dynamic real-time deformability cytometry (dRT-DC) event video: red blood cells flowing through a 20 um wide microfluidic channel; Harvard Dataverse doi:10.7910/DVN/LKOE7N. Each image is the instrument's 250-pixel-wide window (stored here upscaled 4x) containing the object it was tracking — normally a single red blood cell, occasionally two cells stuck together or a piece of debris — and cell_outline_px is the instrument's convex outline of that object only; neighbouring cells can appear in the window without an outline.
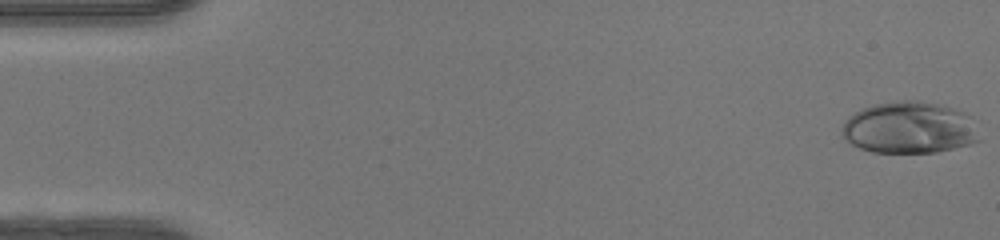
{"species": "human", "species_latin": "Homo sapiens", "temperature_condition": "warm", "stored_images_in_passage": 49, "camera_frame_rate_fps": 3000, "um_per_image_px": 0.085, "donor": {"sex": "female"}, "frame": {"image": 1, "passage_image": 1, "time_ms": 0.0, "image_size_px": [1000, 240], "cell_outline_px": [[980, 140], [972, 144], [936, 152], [872, 152], [860, 148], [852, 144], [840, 136], [840, 128], [844, 120], [848, 116], [864, 108], [876, 104], [904, 100], [916, 100], [936, 104], [952, 108], [964, 112], [980, 120]], "centroid_in_image_um": [77.36, 10.86], "position_along_channel_um": 7.6, "area_um2": 42.19}}
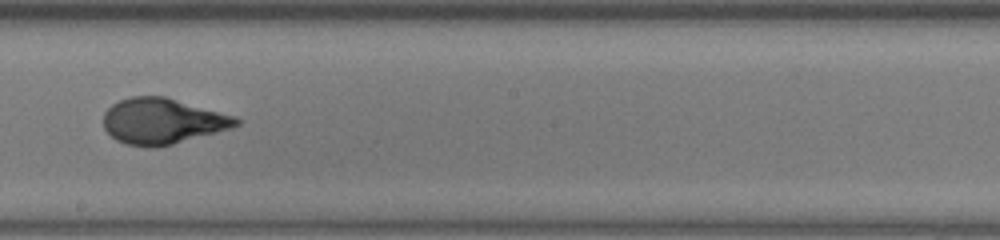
{"frame": {"image": 2, "passage_image": 28, "time_ms": 9.0, "image_size_px": [1000, 240], "cell_outline_px": [[240, 124], [232, 128], [172, 144], [152, 148], [128, 144], [116, 140], [104, 128], [104, 112], [112, 104], [120, 100], [132, 96], [164, 96], [236, 116], [240, 120]], "centroid_in_image_um": [13.82, 10.29], "position_along_channel_um": 234.4, "area_um2": 35.2}}
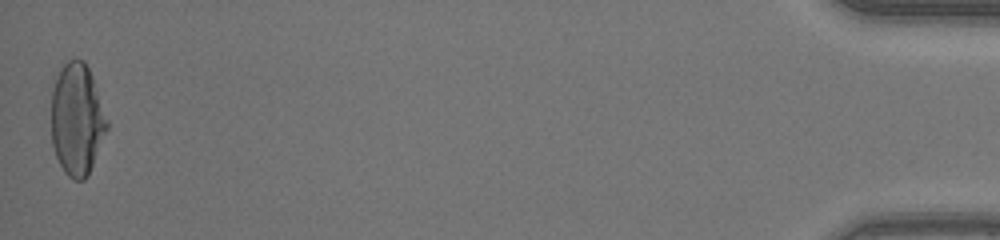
{"frame": {"image": 3, "passage_image": 49, "time_ms": 16.0, "image_size_px": [1000, 240], "cell_outline_px": [[108, 128], [88, 176], [84, 180], [72, 180], [64, 172], [56, 156], [52, 144], [52, 76], [68, 60], [84, 60], [92, 76], [108, 120]], "centroid_in_image_um": [6.53, 10.13], "position_along_channel_um": 428.7, "area_um2": 36.65}, "authors_computed_cell_mechanics": {"area_um2": 35.4314, "velocity_mm_per_s": 4.2193, "shape_relaxation_time_tau1_ms": 7.0366, "shape_relaxation_time_tau2_ms": null, "deformation_change_tau1": 0.3459, "deformation_change_tau2": null}}